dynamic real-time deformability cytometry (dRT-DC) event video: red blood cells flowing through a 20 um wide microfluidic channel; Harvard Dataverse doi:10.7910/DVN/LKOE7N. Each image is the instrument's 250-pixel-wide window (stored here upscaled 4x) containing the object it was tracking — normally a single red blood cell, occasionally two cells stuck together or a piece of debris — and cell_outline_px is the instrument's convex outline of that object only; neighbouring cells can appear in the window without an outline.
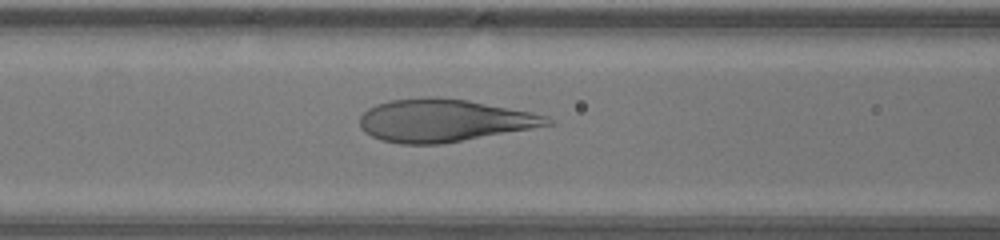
{"species": "human", "species_latin": "Homo sapiens", "temperature_condition": "warm", "stored_images_in_passage": 45, "camera_frame_rate_fps": 3000, "um_per_image_px": 0.085, "donor": {"sex": "male"}, "frame": {"image": 1, "passage_image": 17, "time_ms": 5.333, "image_size_px": [1000, 240], "cell_outline_px": [[556, 124], [440, 144], [400, 144], [384, 140], [372, 136], [364, 132], [360, 124], [360, 116], [368, 108], [376, 104], [392, 100], [424, 96], [436, 96], [468, 100], [548, 116]], "centroid_in_image_um": [37.71, 10.23], "position_along_channel_um": 128.9, "area_um2": 46.36}}
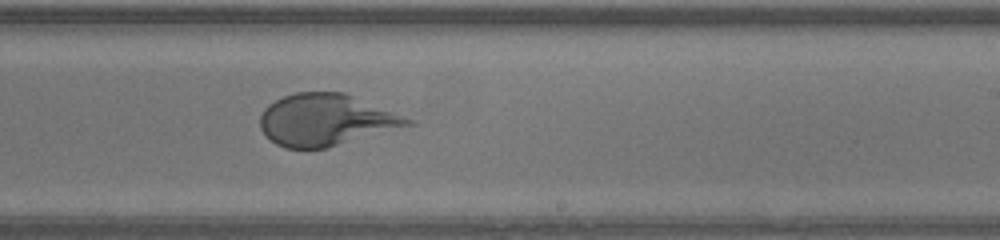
{"frame": {"image": 2, "passage_image": 26, "time_ms": 8.333, "image_size_px": [1000, 240], "cell_outline_px": [[416, 124], [324, 148], [284, 148], [276, 144], [260, 128], [260, 116], [264, 108], [268, 104], [284, 96], [296, 92], [344, 92], [416, 120]], "centroid_in_image_um": [27.72, 10.18], "position_along_channel_um": 261.3, "area_um2": 44.27}}
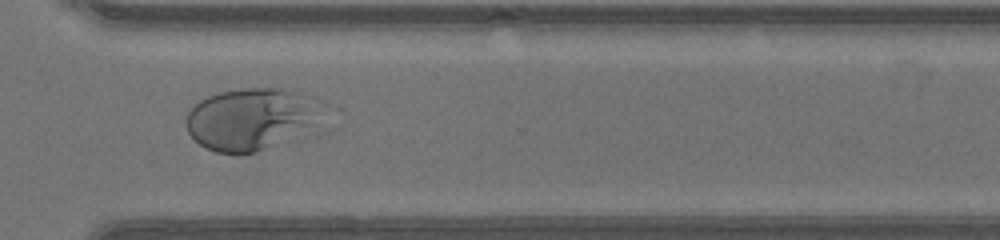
{"frame": {"image": 3, "passage_image": 32, "time_ms": 10.333, "image_size_px": [1000, 240], "cell_outline_px": [[316, 96], [304, 124], [300, 128], [256, 152], [216, 152], [200, 144], [188, 132], [184, 120], [188, 112], [200, 100], [208, 96], [220, 92], [244, 88], [284, 88]], "centroid_in_image_um": [21.04, 10.05], "position_along_channel_um": 349.6, "area_um2": 45.66}}